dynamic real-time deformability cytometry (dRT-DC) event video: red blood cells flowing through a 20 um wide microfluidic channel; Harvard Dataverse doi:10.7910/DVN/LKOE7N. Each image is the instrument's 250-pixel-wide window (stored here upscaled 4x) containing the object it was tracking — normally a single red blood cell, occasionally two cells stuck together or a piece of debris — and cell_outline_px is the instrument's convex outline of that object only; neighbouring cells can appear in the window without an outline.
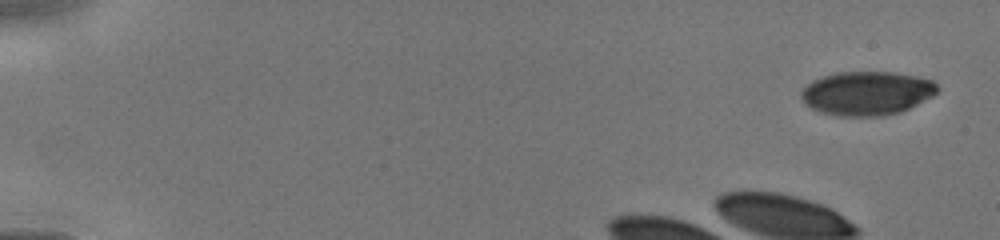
{"species": "human", "species_latin": "Homo sapiens", "temperature_condition": "cold", "stored_images_in_passage": 6, "camera_frame_rate_fps": 3000, "um_per_image_px": 0.085, "donor": {"sex": "male"}, "frame": {"image": 1, "passage_image": 1, "time_ms": 0.0, "image_size_px": [1000, 240], "cell_outline_px": [[940, 88], [932, 96], [900, 112], [884, 116], [836, 116], [820, 112], [812, 108], [800, 96], [800, 92], [812, 80], [836, 72], [892, 72], [916, 76], [932, 80]], "centroid_in_image_um": [73.68, 7.92], "position_along_channel_um": 11.3, "area_um2": 34.68}}
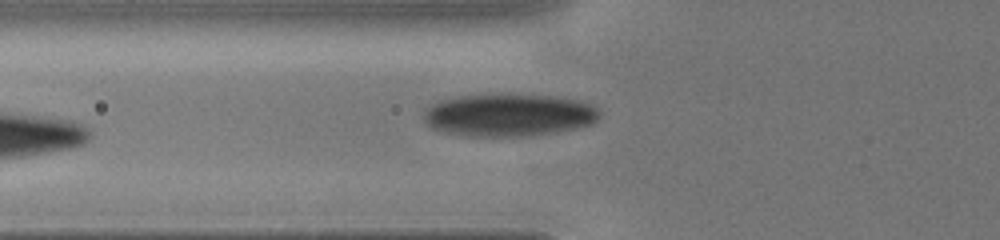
{"frame": {"image": 2, "passage_image": 6, "time_ms": 5.333, "image_size_px": [1000, 240], "cell_outline_px": [[600, 116], [592, 124], [576, 128], [552, 132], [524, 136], [464, 136], [444, 132], [432, 128], [424, 124], [424, 108], [428, 104], [440, 100], [460, 96], [488, 92], [516, 92], [556, 96], [580, 100], [592, 104], [600, 112]], "centroid_in_image_um": [43.2, 9.73], "position_along_channel_um": 82.6, "area_um2": 45.08}}